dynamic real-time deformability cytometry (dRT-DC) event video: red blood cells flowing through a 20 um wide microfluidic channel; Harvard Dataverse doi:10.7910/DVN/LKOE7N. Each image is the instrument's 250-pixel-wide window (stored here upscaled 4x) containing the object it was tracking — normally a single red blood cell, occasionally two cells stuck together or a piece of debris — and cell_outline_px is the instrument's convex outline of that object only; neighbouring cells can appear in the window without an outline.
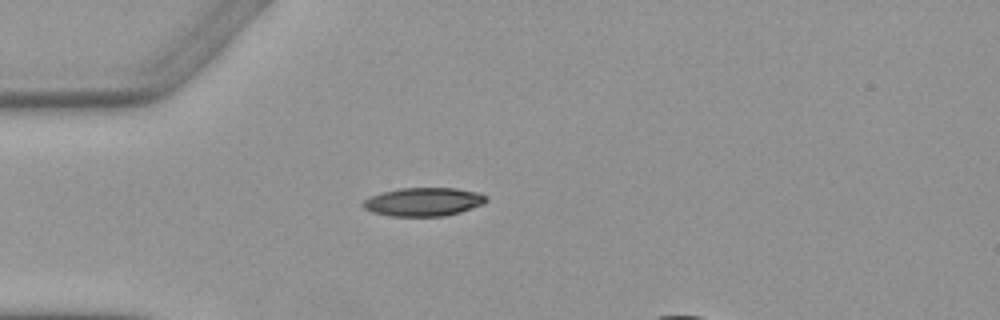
{"species": "Egyptian fruit bat (a non-hibernating species)", "species_latin": "Rousettus aegyptiacus", "temperature_condition": "warm", "stored_images_in_passage": 3, "camera_frame_rate_fps": 3000, "um_per_image_px": 0.085, "animal": {"sex": "female"}, "frame": {"image": 1, "passage_image": 3, "time_ms": 2.667, "image_size_px": [1000, 320], "cell_outline_px": [[488, 200], [484, 204], [460, 212], [444, 216], [388, 216], [372, 212], [364, 208], [360, 204], [368, 196], [380, 192], [400, 188], [456, 188], [476, 192], [488, 196]], "centroid_in_image_um": [35.97, 17.15], "position_along_channel_um": 49.0, "area_um2": 20.69}}